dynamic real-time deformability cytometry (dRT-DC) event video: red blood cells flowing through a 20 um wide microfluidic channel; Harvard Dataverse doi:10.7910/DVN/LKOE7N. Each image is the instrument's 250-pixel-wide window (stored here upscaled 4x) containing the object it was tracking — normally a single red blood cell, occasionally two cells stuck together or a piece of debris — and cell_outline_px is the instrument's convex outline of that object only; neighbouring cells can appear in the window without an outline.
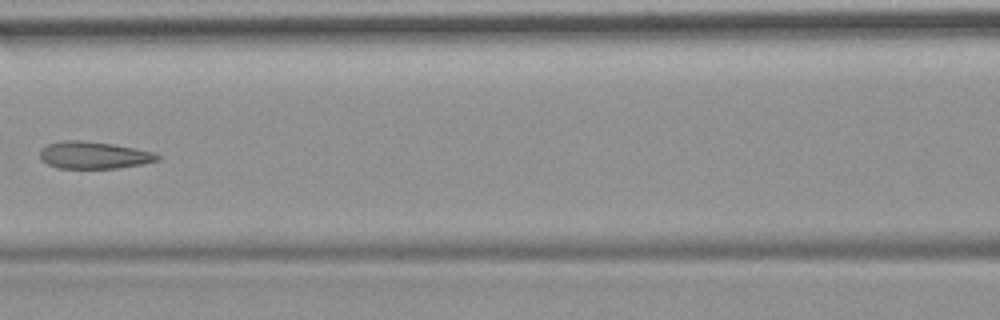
{"species": "common noctule bat (a hibernating species)", "species_latin": "Nyctalus noctula", "temperature_condition": "room temperature", "stored_images_in_passage": 8, "camera_frame_rate_fps": 3000, "um_per_image_px": 0.085, "animal": {"sex": "female", "body_mass_g": 19.9}, "frame": {"image": 1, "passage_image": 7, "time_ms": 7.0, "image_size_px": [1000, 320], "cell_outline_px": [[160, 160], [144, 164], [116, 168], [56, 168], [40, 160], [40, 152], [48, 144], [64, 140], [80, 140], [112, 144], [152, 152], [160, 156]], "centroid_in_image_um": [7.96, 13.2], "position_along_channel_um": 158.6, "area_um2": 18.44}}
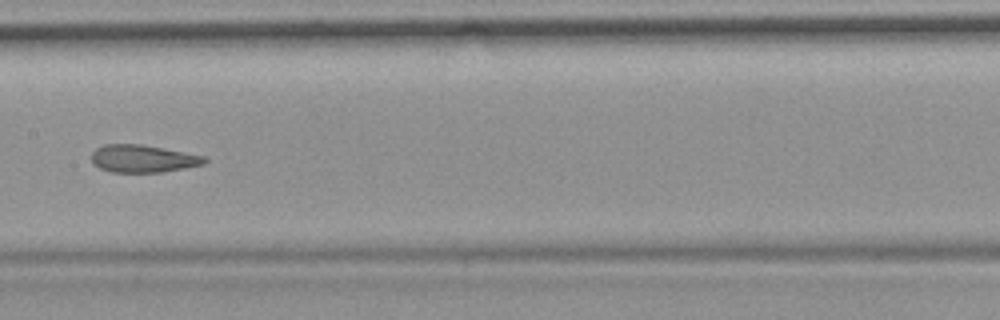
{"frame": {"image": 2, "passage_image": 8, "time_ms": 8.0, "image_size_px": [1000, 320], "cell_outline_px": [[208, 160], [204, 164], [164, 172], [112, 172], [100, 168], [92, 164], [92, 152], [96, 148], [104, 144], [140, 144], [164, 148], [204, 156]], "centroid_in_image_um": [12.13, 13.48], "position_along_channel_um": 195.3, "area_um2": 18.15}}